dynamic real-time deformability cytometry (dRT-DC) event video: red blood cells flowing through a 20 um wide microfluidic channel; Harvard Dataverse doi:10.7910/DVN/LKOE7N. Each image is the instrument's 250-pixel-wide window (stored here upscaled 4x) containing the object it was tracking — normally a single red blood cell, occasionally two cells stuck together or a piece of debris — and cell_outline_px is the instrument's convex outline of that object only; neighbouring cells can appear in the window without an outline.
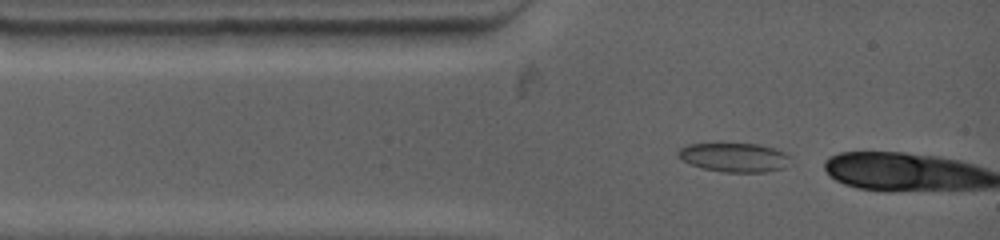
{"species": "common noctule bat (a hibernating species)", "species_latin": "Nyctalus noctula", "temperature_condition": "warm", "stored_images_in_passage": 13, "camera_frame_rate_fps": 4500, "um_per_image_px": 0.085, "animal": {"sex": "female", "body_mass_g": 19.0, "forearm_length_mm": 53.3}, "frame": {"image": 1, "passage_image": 3, "time_ms": 0.222, "image_size_px": [1000, 240], "cell_outline_px": [[788, 156], [784, 168], [764, 172], [724, 172], [704, 168], [692, 164], [676, 156], [676, 152], [680, 148], [688, 144], [720, 140], [760, 144], [784, 152]], "centroid_in_image_um": [62.32, 13.31], "position_along_channel_um": 22.7, "area_um2": 19.65}}